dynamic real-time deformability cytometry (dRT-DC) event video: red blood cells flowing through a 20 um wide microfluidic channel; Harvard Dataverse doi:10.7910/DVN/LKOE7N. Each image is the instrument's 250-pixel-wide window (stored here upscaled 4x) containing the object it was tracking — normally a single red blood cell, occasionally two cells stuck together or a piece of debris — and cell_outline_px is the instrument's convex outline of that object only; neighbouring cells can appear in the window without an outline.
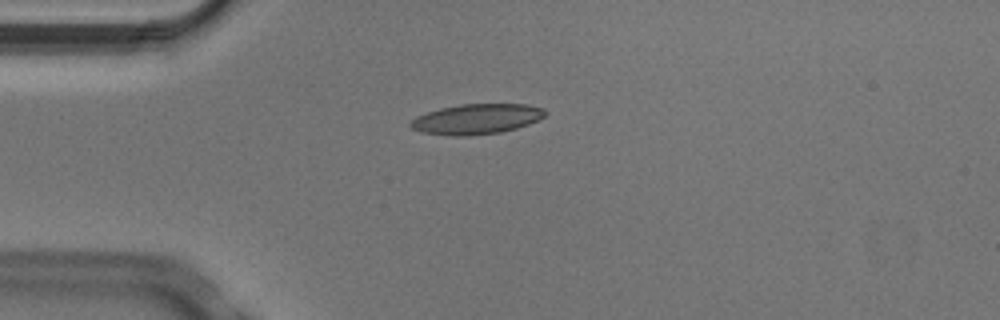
{"species": "Egyptian fruit bat (a non-hibernating species)", "species_latin": "Rousettus aegyptiacus", "temperature_condition": "cold", "stored_images_in_passage": 5, "camera_frame_rate_fps": 3000, "um_per_image_px": 0.085, "animal": {"sex": "male"}, "frame": {"image": 1, "passage_image": 4, "time_ms": 1.0, "image_size_px": [1000, 320], "cell_outline_px": [[548, 112], [540, 120], [516, 128], [500, 132], [468, 136], [448, 136], [420, 132], [412, 128], [408, 124], [416, 116], [440, 108], [460, 104], [524, 104], [544, 108]], "centroid_in_image_um": [40.5, 10.12], "position_along_channel_um": 44.5, "area_um2": 23.87}}